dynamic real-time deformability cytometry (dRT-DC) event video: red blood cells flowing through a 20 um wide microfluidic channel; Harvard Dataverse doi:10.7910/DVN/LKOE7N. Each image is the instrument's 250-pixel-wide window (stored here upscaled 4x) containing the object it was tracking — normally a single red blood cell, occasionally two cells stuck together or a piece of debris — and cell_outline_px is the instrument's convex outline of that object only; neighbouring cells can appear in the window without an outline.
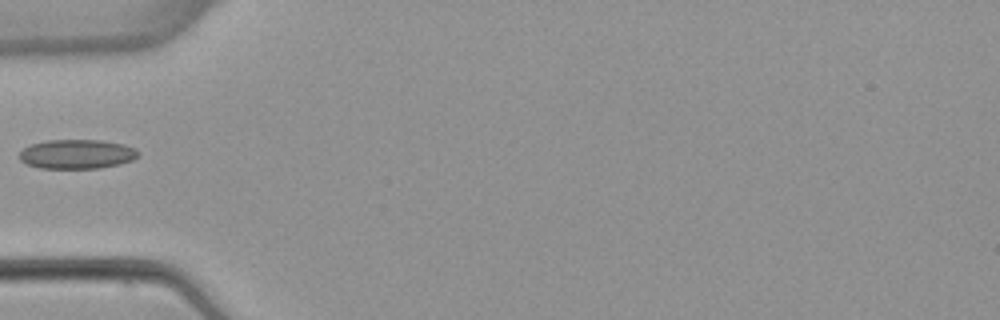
{"species": "common noctule bat (a hibernating species)", "species_latin": "Nyctalus noctula", "temperature_condition": "warm", "stored_images_in_passage": 2, "camera_frame_rate_fps": 3000, "um_per_image_px": 0.085, "animal": {"sex": "female", "body_mass_g": 22.7, "forearm_length_mm": 54.2}, "frame": {"image": 1, "passage_image": 1, "time_ms": 0.0, "image_size_px": [1000, 320], "cell_outline_px": [[140, 152], [132, 160], [120, 164], [100, 168], [40, 168], [28, 164], [20, 160], [20, 152], [24, 148], [32, 144], [48, 140], [100, 140], [124, 144], [136, 148]], "centroid_in_image_um": [6.56, 13.1], "position_along_channel_um": 78.4, "area_um2": 20.23}}
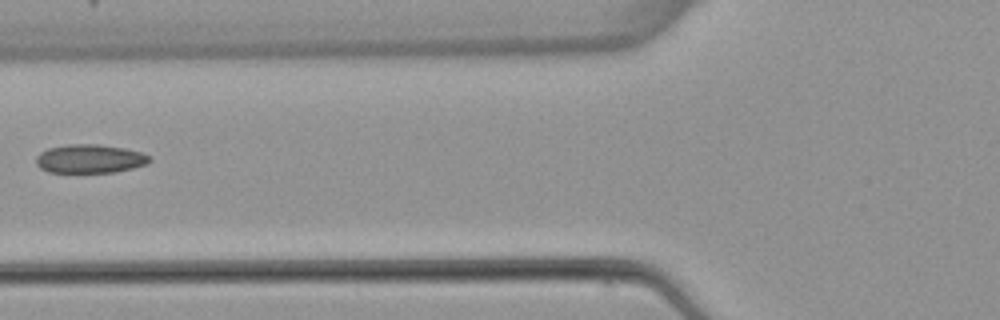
{"frame": {"image": 2, "passage_image": 2, "time_ms": 1.0, "image_size_px": [1000, 320], "cell_outline_px": [[152, 160], [148, 164], [116, 172], [48, 172], [40, 168], [36, 164], [36, 156], [40, 152], [48, 148], [68, 144], [96, 144], [124, 148], [140, 152], [152, 156]], "centroid_in_image_um": [7.65, 13.49], "position_along_channel_um": 118.1, "area_um2": 19.07}}